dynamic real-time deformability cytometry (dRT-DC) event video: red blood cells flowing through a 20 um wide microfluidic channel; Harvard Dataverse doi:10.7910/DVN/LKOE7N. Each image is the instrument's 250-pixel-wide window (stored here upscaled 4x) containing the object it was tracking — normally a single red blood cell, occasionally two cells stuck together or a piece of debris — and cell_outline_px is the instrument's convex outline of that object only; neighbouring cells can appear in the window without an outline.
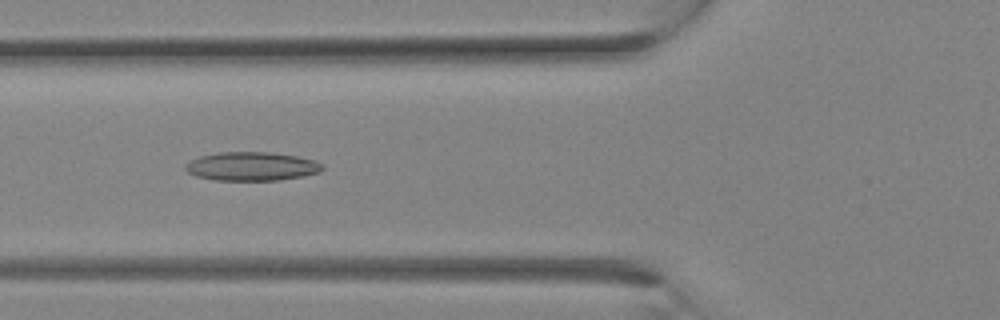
{"species": "Egyptian fruit bat (a non-hibernating species)", "species_latin": "Rousettus aegyptiacus", "temperature_condition": "room temperature", "stored_images_in_passage": 17, "camera_frame_rate_fps": 3000, "um_per_image_px": 0.085, "animal": {"sex": "female"}, "frame": {"image": 1, "passage_image": 10, "time_ms": 3.0, "image_size_px": [1000, 320], "cell_outline_px": [[324, 168], [320, 172], [304, 176], [276, 180], [212, 180], [196, 176], [188, 172], [184, 168], [184, 164], [188, 160], [200, 156], [220, 152], [272, 152], [296, 156], [316, 160], [324, 164]], "centroid_in_image_um": [21.39, 14.13], "position_along_channel_um": 104.4, "area_um2": 23.18}}
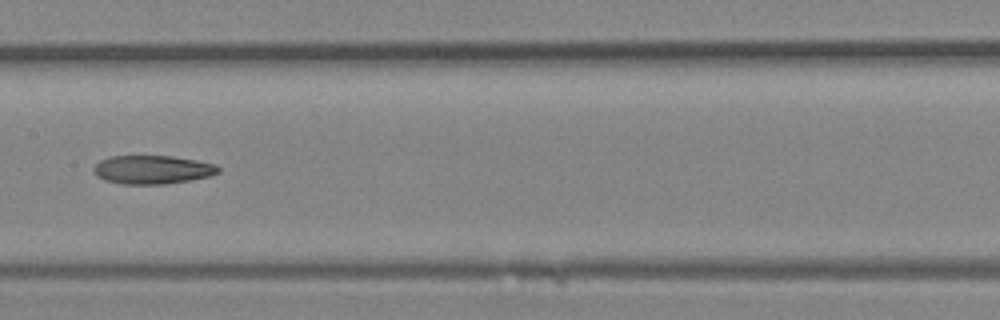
{"frame": {"image": 2, "passage_image": 14, "time_ms": 4.333, "image_size_px": [1000, 320], "cell_outline_px": [[220, 172], [208, 176], [188, 180], [164, 184], [124, 184], [104, 180], [96, 176], [92, 172], [92, 168], [100, 160], [108, 156], [172, 156], [196, 160], [216, 164], [220, 168]], "centroid_in_image_um": [12.91, 14.41], "position_along_channel_um": 194.5, "area_um2": 20.81}}
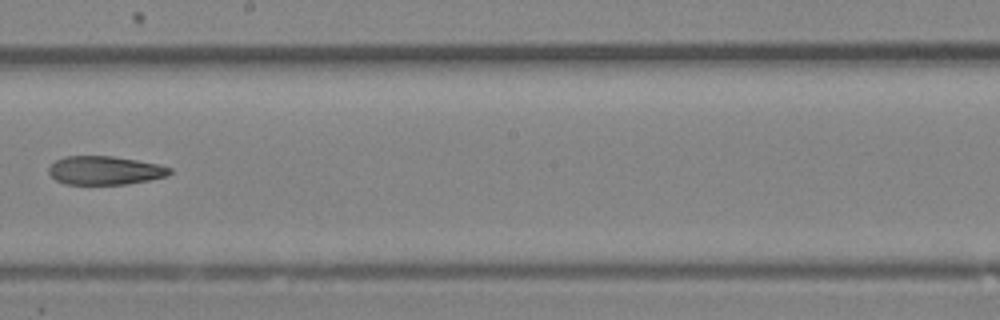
{"frame": {"image": 3, "passage_image": 16, "time_ms": 5.0, "image_size_px": [1000, 320], "cell_outline_px": [[172, 172], [168, 176], [128, 184], [64, 184], [56, 180], [48, 172], [48, 168], [56, 160], [64, 156], [112, 156], [160, 164], [172, 168]], "centroid_in_image_um": [8.93, 14.48], "position_along_channel_um": 239.3, "area_um2": 20.23}}